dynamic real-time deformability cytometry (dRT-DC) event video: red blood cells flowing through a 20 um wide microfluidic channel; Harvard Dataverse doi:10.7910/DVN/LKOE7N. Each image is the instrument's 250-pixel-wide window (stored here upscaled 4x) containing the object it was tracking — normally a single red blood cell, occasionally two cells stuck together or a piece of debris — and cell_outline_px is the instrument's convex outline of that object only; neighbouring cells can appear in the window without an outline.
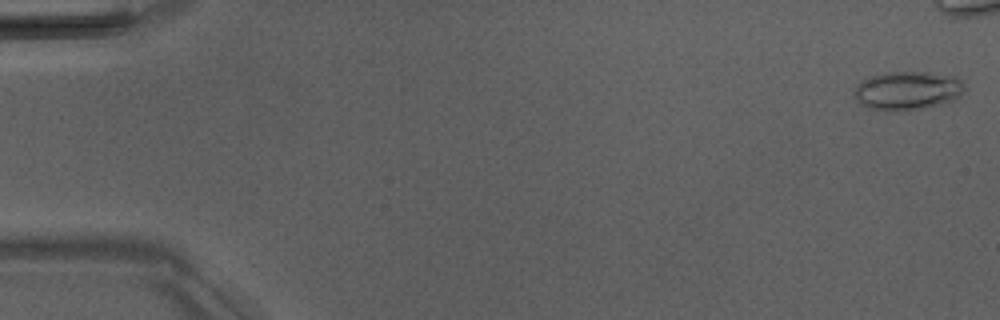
{"species": "Egyptian fruit bat (a non-hibernating species)", "species_latin": "Rousettus aegyptiacus", "temperature_condition": "room temperature", "stored_images_in_passage": 5, "camera_frame_rate_fps": 3000, "um_per_image_px": 0.085, "animal": {"sex": "male"}, "frame": {"image": 1, "passage_image": 5, "time_ms": 4.667, "image_size_px": [1000, 320], "cell_outline_px": [[964, 92], [960, 96], [952, 100], [940, 104], [924, 108], [896, 112], [892, 112], [868, 108], [860, 104], [852, 92], [856, 84], [860, 80], [872, 76], [888, 72], [928, 72], [952, 76], [960, 80], [964, 84]], "centroid_in_image_um": [77.09, 7.71], "position_along_channel_um": 7.9, "area_um2": 25.09}}